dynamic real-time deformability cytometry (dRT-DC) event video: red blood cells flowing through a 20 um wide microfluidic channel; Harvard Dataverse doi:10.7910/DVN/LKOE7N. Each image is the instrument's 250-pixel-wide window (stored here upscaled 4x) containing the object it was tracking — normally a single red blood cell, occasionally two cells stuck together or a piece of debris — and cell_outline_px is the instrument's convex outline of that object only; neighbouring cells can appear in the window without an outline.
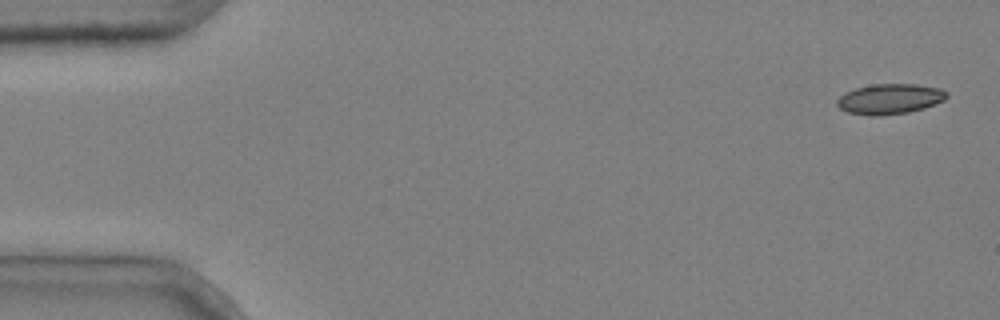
{"species": "common noctule bat (a hibernating species)", "species_latin": "Nyctalus noctula", "temperature_condition": "cold", "stored_images_in_passage": 5, "camera_frame_rate_fps": 3000, "um_per_image_px": 0.085, "animal": {"sex": "male", "body_mass_g": 20.4}, "frame": {"image": 1, "passage_image": 1, "time_ms": 0.0, "image_size_px": [1000, 320], "cell_outline_px": [[948, 96], [944, 100], [924, 108], [908, 112], [880, 116], [872, 116], [848, 112], [840, 108], [836, 104], [836, 100], [844, 92], [856, 88], [872, 84], [916, 84], [940, 88], [948, 92]], "centroid_in_image_um": [75.63, 8.4], "position_along_channel_um": 9.4, "area_um2": 19.42}}
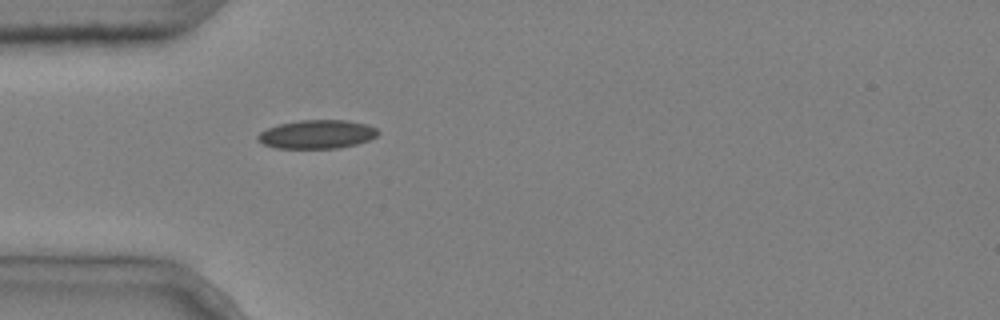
{"frame": {"image": 2, "passage_image": 5, "time_ms": 1.333, "image_size_px": [1000, 320], "cell_outline_px": [[380, 132], [376, 136], [368, 140], [356, 144], [336, 148], [276, 148], [264, 144], [256, 140], [256, 136], [260, 132], [268, 128], [280, 124], [300, 120], [348, 120], [364, 124], [376, 128]], "centroid_in_image_um": [26.92, 11.41], "position_along_channel_um": 58.1, "area_um2": 19.94}}